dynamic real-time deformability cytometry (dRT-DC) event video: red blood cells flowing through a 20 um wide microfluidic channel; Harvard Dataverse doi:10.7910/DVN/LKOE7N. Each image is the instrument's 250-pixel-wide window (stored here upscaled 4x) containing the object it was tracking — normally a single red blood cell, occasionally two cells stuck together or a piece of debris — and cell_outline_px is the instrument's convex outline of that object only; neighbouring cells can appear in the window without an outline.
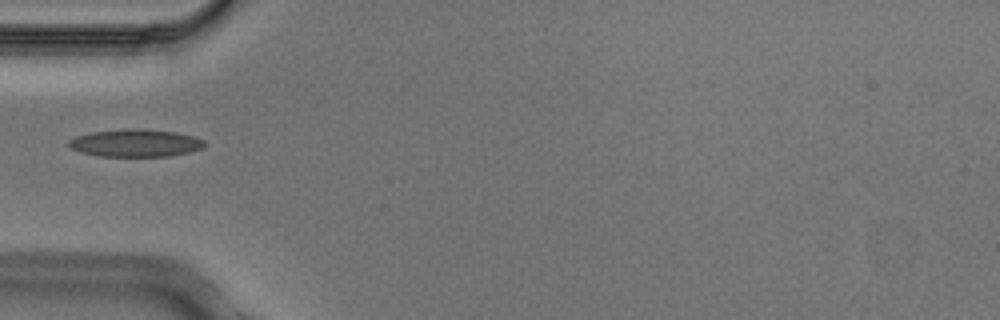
{"species": "Egyptian fruit bat (a non-hibernating species)", "species_latin": "Rousettus aegyptiacus", "temperature_condition": "cold", "stored_images_in_passage": 1, "camera_frame_rate_fps": 3000, "um_per_image_px": 0.085, "animal": {"sex": "male"}, "frame": {"image": 1, "passage_image": 1, "time_ms": 0.0, "image_size_px": [1000, 320], "cell_outline_px": [[204, 148], [188, 152], [168, 156], [100, 156], [80, 152], [72, 148], [68, 144], [68, 140], [76, 136], [92, 132], [128, 128], [176, 132], [192, 136], [204, 140]], "centroid_in_image_um": [11.5, 12.16], "position_along_channel_um": 73.5, "area_um2": 21.56}}